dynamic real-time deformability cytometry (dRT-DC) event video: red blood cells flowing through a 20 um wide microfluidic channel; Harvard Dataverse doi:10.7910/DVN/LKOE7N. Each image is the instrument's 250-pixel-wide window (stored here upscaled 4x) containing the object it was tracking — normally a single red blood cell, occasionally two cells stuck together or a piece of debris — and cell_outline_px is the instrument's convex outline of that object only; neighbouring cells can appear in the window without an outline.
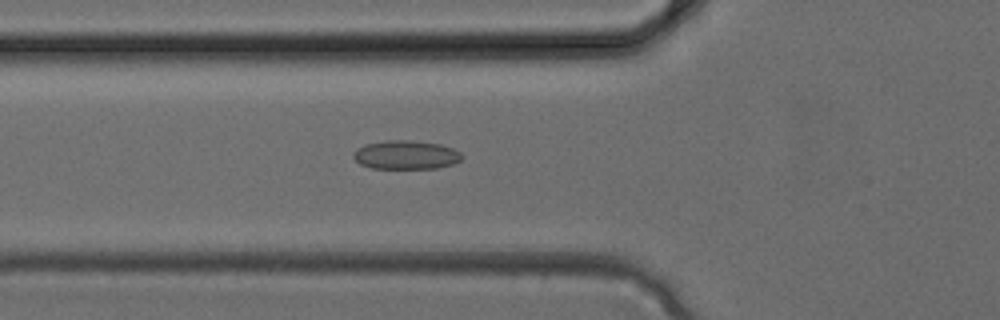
{"species": "common noctule bat (a hibernating species)", "species_latin": "Nyctalus noctula", "temperature_condition": "cold", "stored_images_in_passage": 32, "camera_frame_rate_fps": 3000, "um_per_image_px": 0.085, "animal": {"sex": "female", "body_mass_g": 24.6, "forearm_length_mm": 56.2}, "frame": {"image": 1, "passage_image": 10, "time_ms": 3.0, "image_size_px": [1000, 320], "cell_outline_px": [[464, 156], [460, 160], [452, 164], [436, 168], [372, 168], [360, 164], [352, 156], [352, 152], [356, 148], [364, 144], [384, 140], [408, 140], [440, 144], [452, 148], [460, 152]], "centroid_in_image_um": [34.47, 13.15], "position_along_channel_um": 91.3, "area_um2": 18.26}}
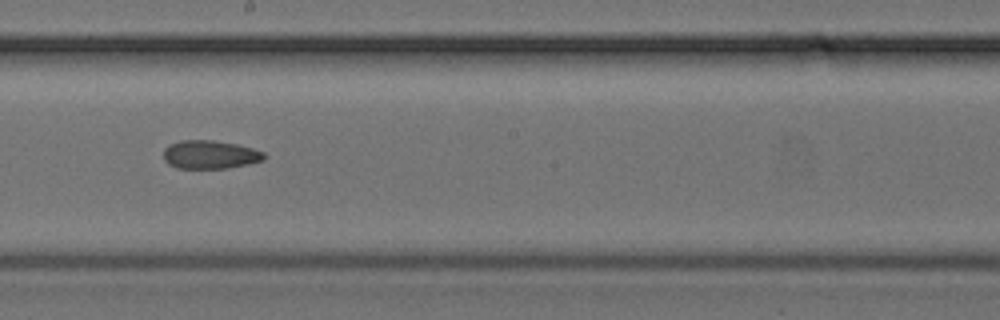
{"frame": {"image": 2, "passage_image": 17, "time_ms": 5.333, "image_size_px": [1000, 320], "cell_outline_px": [[264, 160], [248, 164], [228, 168], [176, 168], [168, 164], [164, 160], [164, 148], [168, 144], [180, 140], [212, 140], [236, 144], [252, 148], [264, 152]], "centroid_in_image_um": [17.82, 13.14], "position_along_channel_um": 230.4, "area_um2": 16.7}}
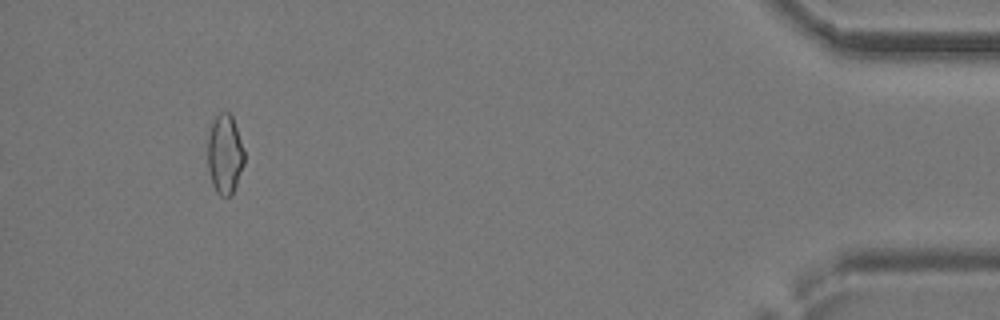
{"frame": {"image": 3, "passage_image": 30, "time_ms": 9.667, "image_size_px": [1000, 320], "cell_outline_px": [[244, 164], [232, 196], [220, 196], [216, 192], [212, 184], [208, 168], [208, 136], [212, 124], [216, 116], [220, 112], [228, 112], [232, 116], [244, 152]], "centroid_in_image_um": [19.1, 13.15], "position_along_channel_um": 416.1, "area_um2": 16.82}}